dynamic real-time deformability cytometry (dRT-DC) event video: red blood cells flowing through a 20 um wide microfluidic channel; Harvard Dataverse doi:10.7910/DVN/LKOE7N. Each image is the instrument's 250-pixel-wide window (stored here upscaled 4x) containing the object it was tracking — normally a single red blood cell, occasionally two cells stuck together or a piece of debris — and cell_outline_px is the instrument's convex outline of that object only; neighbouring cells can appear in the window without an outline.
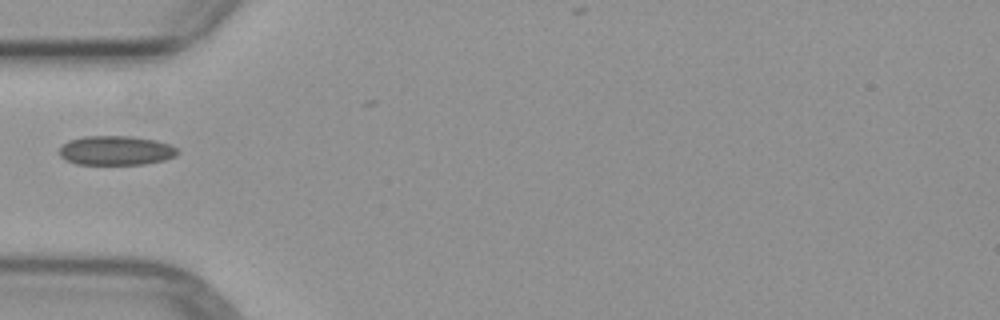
{"species": "common noctule bat (a hibernating species)", "species_latin": "Nyctalus noctula", "temperature_condition": "warm", "stored_images_in_passage": 5, "camera_frame_rate_fps": 3000, "um_per_image_px": 0.085, "animal": {"sex": "female", "body_mass_g": 29.2, "forearm_length_mm": 56.3}, "frame": {"image": 1, "passage_image": 5, "time_ms": 4.667, "image_size_px": [1000, 320], "cell_outline_px": [[180, 152], [176, 156], [164, 160], [144, 164], [76, 164], [64, 160], [60, 156], [60, 148], [68, 140], [84, 136], [132, 136], [156, 140], [168, 144], [176, 148]], "centroid_in_image_um": [9.85, 12.79], "position_along_channel_um": 75.1, "area_um2": 20.29}}